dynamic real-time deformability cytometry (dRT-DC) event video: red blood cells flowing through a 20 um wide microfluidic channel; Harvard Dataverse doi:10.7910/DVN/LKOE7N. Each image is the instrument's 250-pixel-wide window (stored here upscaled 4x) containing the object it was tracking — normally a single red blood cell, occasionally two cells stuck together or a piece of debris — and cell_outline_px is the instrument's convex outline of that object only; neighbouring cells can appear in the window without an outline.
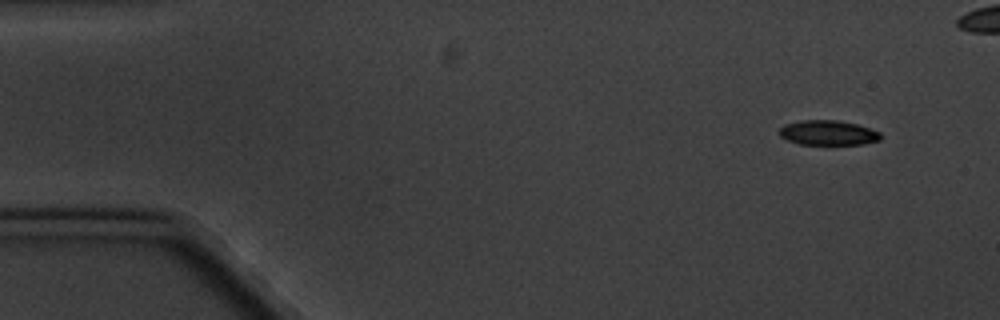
{"species": "common noctule bat (a hibernating species)", "species_latin": "Nyctalus noctula", "temperature_condition": "cold", "stored_images_in_passage": 9, "camera_frame_rate_fps": 3000, "um_per_image_px": 0.085, "animal": {"sex": "male", "body_mass_g": 20.1, "forearm_length_mm": 53.5}, "frame": {"image": 1, "passage_image": 1, "time_ms": 0.0, "image_size_px": [1000, 320], "cell_outline_px": [[880, 140], [864, 144], [800, 144], [788, 140], [780, 136], [780, 128], [784, 124], [800, 120], [836, 120], [856, 124], [880, 132]], "centroid_in_image_um": [70.37, 11.28], "position_along_channel_um": 14.6, "area_um2": 14.51}}
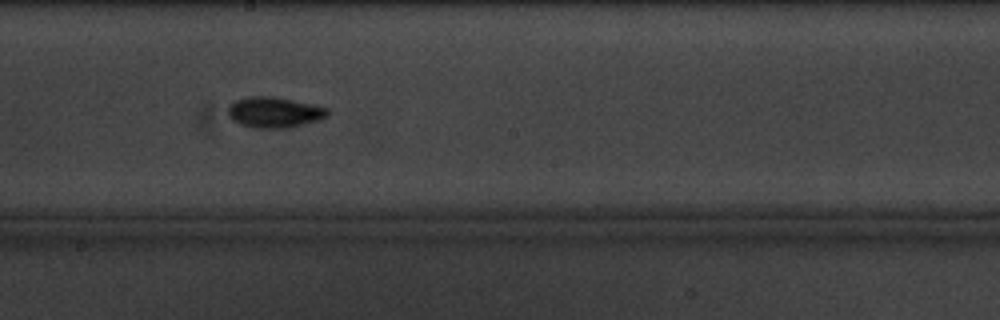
{"frame": {"image": 2, "passage_image": 9, "time_ms": 9.333, "image_size_px": [1000, 320], "cell_outline_px": [[328, 116], [320, 120], [288, 128], [256, 128], [240, 124], [232, 120], [228, 116], [228, 108], [236, 100], [248, 96], [272, 96], [292, 100], [328, 108]], "centroid_in_image_um": [23.31, 9.55], "position_along_channel_um": 224.9, "area_um2": 17.74}}